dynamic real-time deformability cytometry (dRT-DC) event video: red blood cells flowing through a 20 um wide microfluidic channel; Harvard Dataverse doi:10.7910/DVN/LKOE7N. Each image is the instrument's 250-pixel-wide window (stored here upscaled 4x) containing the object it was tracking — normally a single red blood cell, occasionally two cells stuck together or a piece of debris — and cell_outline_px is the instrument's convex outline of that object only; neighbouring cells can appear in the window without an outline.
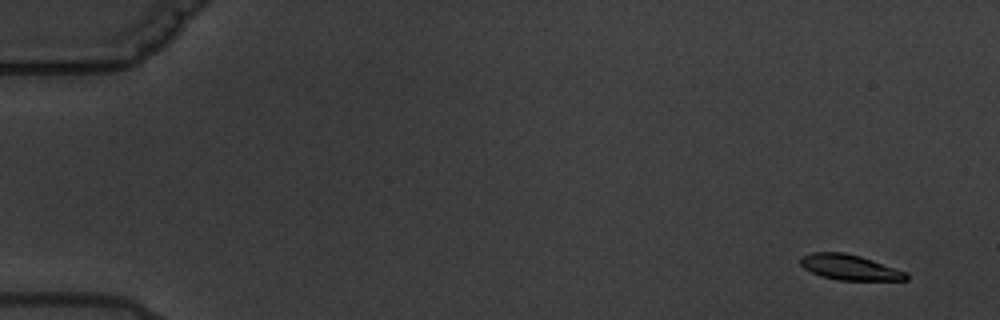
{"species": "common noctule bat (a hibernating species)", "species_latin": "Nyctalus noctula", "temperature_condition": "warm", "stored_images_in_passage": 18, "camera_frame_rate_fps": 3000, "um_per_image_px": 0.085, "animal": {"sex": "male", "body_mass_g": 19.5, "forearm_length_mm": 54.6}, "frame": {"image": 1, "passage_image": 2, "time_ms": 1.0, "image_size_px": [1000, 320], "cell_outline_px": [[908, 280], [836, 280], [820, 276], [804, 268], [800, 264], [800, 256], [812, 252], [844, 252], [860, 256], [908, 272]], "centroid_in_image_um": [72.21, 22.72], "position_along_channel_um": 12.8, "area_um2": 15.72}}
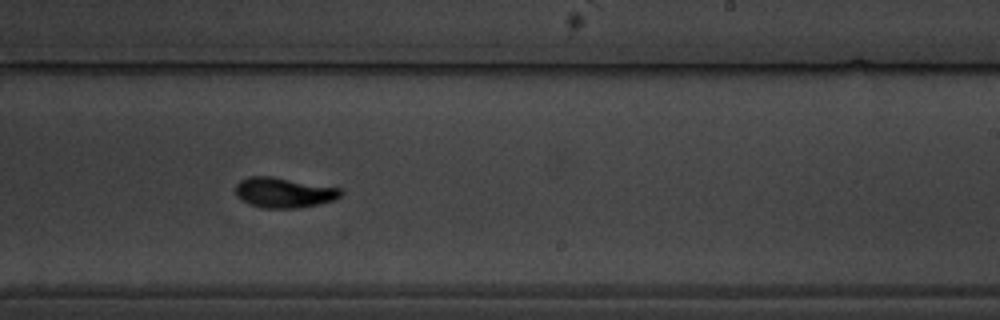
{"frame": {"image": 2, "passage_image": 12, "time_ms": 12.667, "image_size_px": [1000, 320], "cell_outline_px": [[344, 192], [336, 200], [320, 204], [296, 208], [264, 208], [248, 204], [236, 196], [236, 184], [240, 180], [248, 176], [272, 176], [340, 188]], "centroid_in_image_um": [24.13, 16.37], "position_along_channel_um": 264.9, "area_um2": 18.67}}
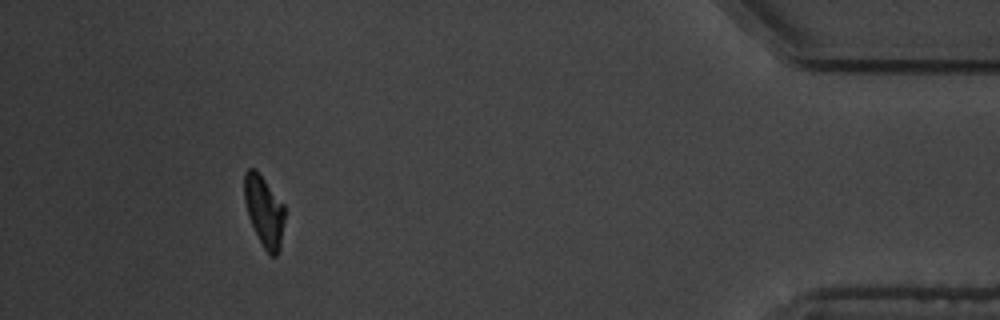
{"frame": {"image": 3, "passage_image": 17, "time_ms": 18.667, "image_size_px": [1000, 320], "cell_outline_px": [[284, 220], [280, 248], [276, 256], [272, 256], [264, 248], [248, 216], [244, 200], [244, 172], [248, 168], [252, 168], [264, 180], [284, 204]], "centroid_in_image_um": [22.44, 17.94], "position_along_channel_um": 412.8, "area_um2": 16.24}, "authors_computed_cell_mechanics": {"area_um2": 17.6579, "velocity_mm_per_s": 3.3712, "shape_relaxation_time_tau1_ms": 3.2558, "shape_relaxation_time_tau2_ms": 1.9858, "deformation_change_tau1": 0.1261, "deformation_change_tau2": 0.0629}}